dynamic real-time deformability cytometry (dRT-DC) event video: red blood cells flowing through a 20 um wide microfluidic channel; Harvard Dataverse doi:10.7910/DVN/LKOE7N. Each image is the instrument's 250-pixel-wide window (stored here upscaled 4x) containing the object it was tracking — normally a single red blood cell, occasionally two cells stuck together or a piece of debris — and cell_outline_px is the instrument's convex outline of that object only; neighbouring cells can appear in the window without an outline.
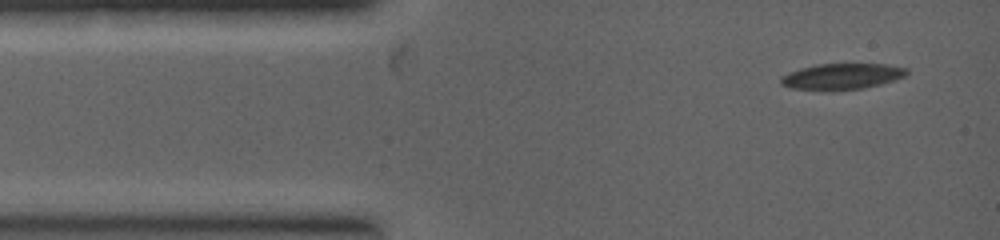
{"species": "common noctule bat (a hibernating species)", "species_latin": "Nyctalus noctula", "temperature_condition": "warm", "stored_images_in_passage": 2, "camera_frame_rate_fps": 5000, "um_per_image_px": 0.085, "animal": {"sex": "female", "body_mass_g": 19.0, "forearm_length_mm": 53.3}, "frame": {"image": 1, "passage_image": 2, "time_ms": 0.2, "image_size_px": [1000, 240], "cell_outline_px": [[908, 72], [904, 76], [880, 84], [864, 88], [792, 88], [780, 84], [780, 76], [788, 72], [800, 68], [816, 64], [888, 64], [908, 68]], "centroid_in_image_um": [71.57, 6.45], "position_along_channel_um": 13.4, "area_um2": 18.38}}